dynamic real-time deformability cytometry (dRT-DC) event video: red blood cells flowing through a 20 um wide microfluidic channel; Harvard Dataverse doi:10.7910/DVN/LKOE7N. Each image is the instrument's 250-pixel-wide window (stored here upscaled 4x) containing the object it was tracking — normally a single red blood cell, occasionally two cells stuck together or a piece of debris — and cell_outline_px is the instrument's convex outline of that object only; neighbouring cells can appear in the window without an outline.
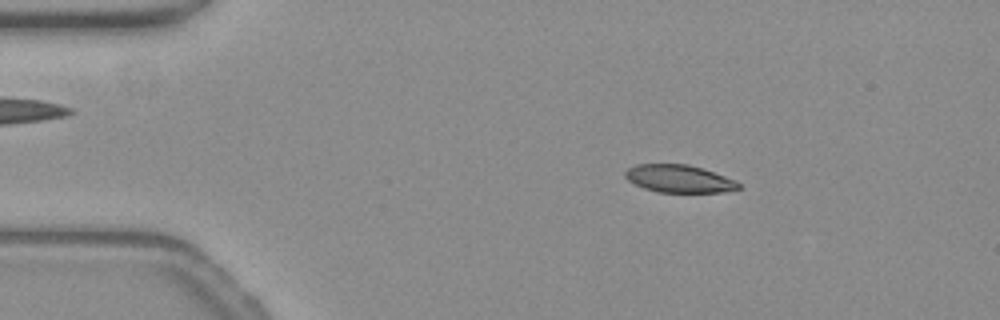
{"species": "common noctule bat (a hibernating species)", "species_latin": "Nyctalus noctula", "temperature_condition": "warm", "stored_images_in_passage": 53, "camera_frame_rate_fps": 3000, "um_per_image_px": 0.085, "animal": {"sex": "female", "body_mass_g": 19.3, "forearm_length_mm": 54.1}, "frame": {"image": 1, "passage_image": 8, "time_ms": 2.333, "image_size_px": [1000, 320], "cell_outline_px": [[740, 188], [724, 192], [656, 192], [644, 188], [628, 180], [624, 176], [624, 172], [628, 168], [636, 164], [688, 164], [736, 180], [740, 184]], "centroid_in_image_um": [57.69, 15.19], "position_along_channel_um": 27.3, "area_um2": 18.15}}
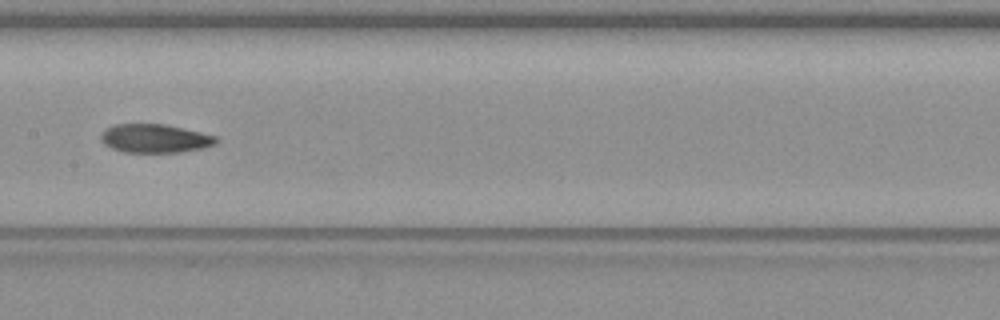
{"frame": {"image": 2, "passage_image": 26, "time_ms": 8.333, "image_size_px": [1000, 320], "cell_outline_px": [[216, 144], [204, 148], [180, 152], [124, 152], [112, 148], [104, 144], [100, 140], [100, 136], [112, 124], [164, 124], [200, 132], [216, 136]], "centroid_in_image_um": [13.16, 11.77], "position_along_channel_um": 194.2, "area_um2": 19.07}}
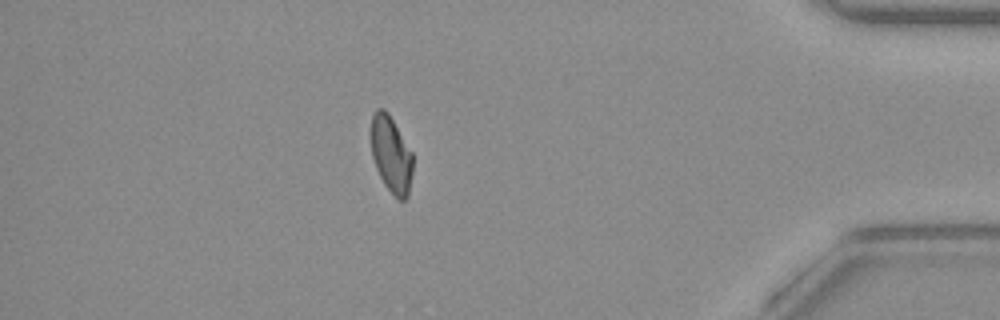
{"frame": {"image": 3, "passage_image": 46, "time_ms": 15.0, "image_size_px": [1000, 320], "cell_outline_px": [[412, 176], [408, 196], [404, 200], [400, 200], [384, 184], [376, 168], [372, 156], [372, 116], [376, 108], [384, 108], [388, 112], [412, 152]], "centroid_in_image_um": [33.26, 13.12], "position_along_channel_um": 401.9, "area_um2": 18.38}, "authors_computed_cell_mechanics": {"area_um2": 19.363, "velocity_mm_per_s": 3.804, "shape_relaxation_time_tau1_ms": null, "shape_relaxation_time_tau2_ms": 3.6138, "deformation_change_tau1": null, "deformation_change_tau2": 0.0895}}